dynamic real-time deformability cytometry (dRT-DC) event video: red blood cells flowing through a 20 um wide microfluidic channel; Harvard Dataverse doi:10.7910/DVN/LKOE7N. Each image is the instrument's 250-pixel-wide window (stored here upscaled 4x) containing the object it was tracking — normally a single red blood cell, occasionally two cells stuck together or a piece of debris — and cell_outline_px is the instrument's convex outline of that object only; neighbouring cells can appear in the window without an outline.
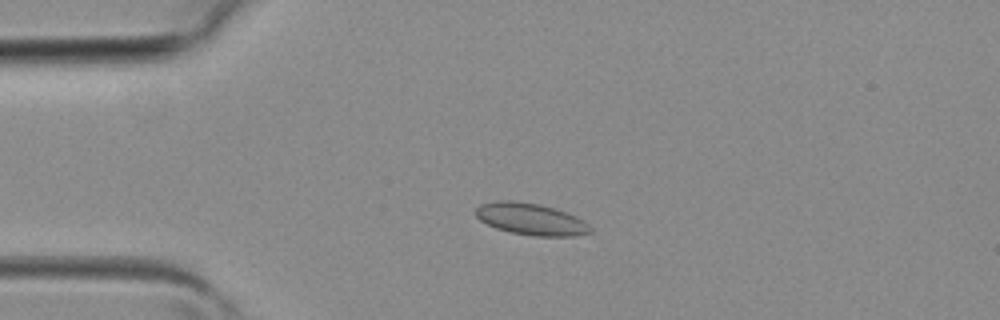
{"species": "common noctule bat (a hibernating species)", "species_latin": "Nyctalus noctula", "temperature_condition": "room temperature", "stored_images_in_passage": 2, "camera_frame_rate_fps": 3000, "um_per_image_px": 0.085, "animal": {"sex": "female", "body_mass_g": 19.3, "forearm_length_mm": 54.1}, "frame": {"image": 1, "passage_image": 1, "time_ms": 0.0, "image_size_px": [1000, 320], "cell_outline_px": [[592, 232], [576, 236], [536, 236], [512, 232], [496, 228], [480, 220], [476, 216], [476, 208], [480, 204], [496, 200], [512, 200], [540, 204], [556, 208], [576, 216], [584, 220], [592, 228]], "centroid_in_image_um": [45.15, 18.61], "position_along_channel_um": 39.9, "area_um2": 21.33}}
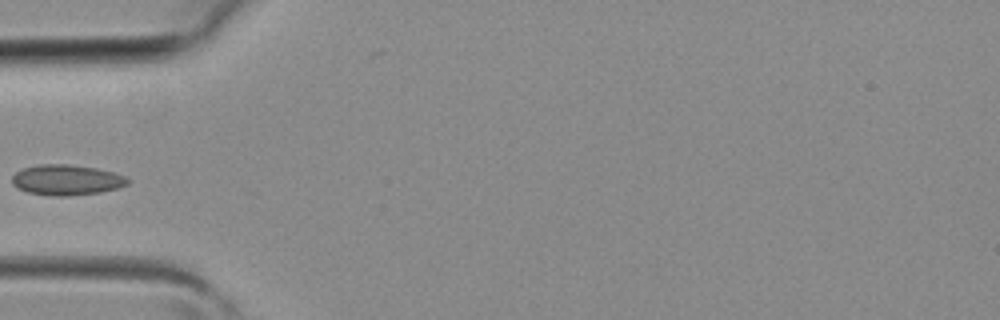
{"frame": {"image": 2, "passage_image": 2, "time_ms": 0.333, "image_size_px": [1000, 320], "cell_outline_px": [[128, 184], [116, 188], [100, 192], [68, 196], [52, 196], [28, 192], [16, 188], [12, 184], [12, 176], [16, 172], [24, 168], [36, 164], [68, 164], [96, 168], [116, 172], [124, 176], [128, 180]], "centroid_in_image_um": [5.63, 15.29], "position_along_channel_um": 79.4, "area_um2": 20.58}}